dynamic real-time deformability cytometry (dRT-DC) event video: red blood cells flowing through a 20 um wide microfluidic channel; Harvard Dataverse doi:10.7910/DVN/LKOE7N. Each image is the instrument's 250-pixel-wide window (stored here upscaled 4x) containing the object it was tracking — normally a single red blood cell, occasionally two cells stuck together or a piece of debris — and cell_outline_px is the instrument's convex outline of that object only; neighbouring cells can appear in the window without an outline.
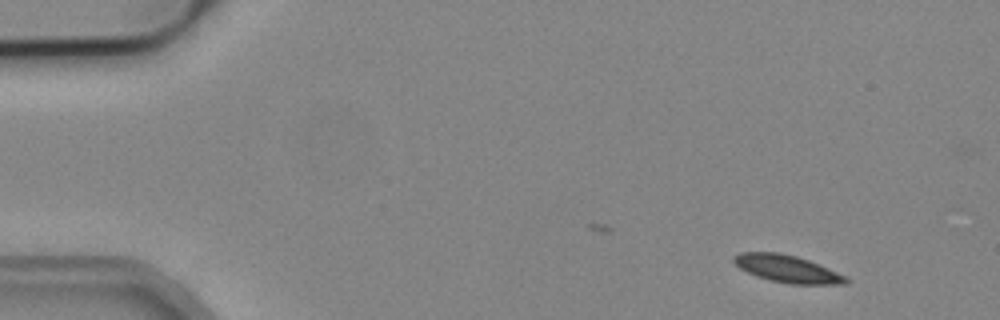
{"species": "common noctule bat (a hibernating species)", "species_latin": "Nyctalus noctula", "temperature_condition": "cold", "stored_images_in_passage": 5, "segment_of_instrument_passage": [1, 2], "camera_frame_rate_fps": 3000, "um_per_image_px": 0.085, "animal": {"sex": "male", "body_mass_g": 19.2, "forearm_length_mm": 51.8}, "frame": {"image": 1, "passage_image": 1, "time_ms": 0.0, "image_size_px": [1000, 320], "cell_outline_px": [[852, 280], [848, 284], [788, 284], [768, 280], [756, 276], [740, 268], [732, 260], [732, 256], [740, 252], [780, 252], [796, 256], [808, 260], [848, 276]], "centroid_in_image_um": [66.95, 22.85], "position_along_channel_um": 18.1, "area_um2": 18.09}}